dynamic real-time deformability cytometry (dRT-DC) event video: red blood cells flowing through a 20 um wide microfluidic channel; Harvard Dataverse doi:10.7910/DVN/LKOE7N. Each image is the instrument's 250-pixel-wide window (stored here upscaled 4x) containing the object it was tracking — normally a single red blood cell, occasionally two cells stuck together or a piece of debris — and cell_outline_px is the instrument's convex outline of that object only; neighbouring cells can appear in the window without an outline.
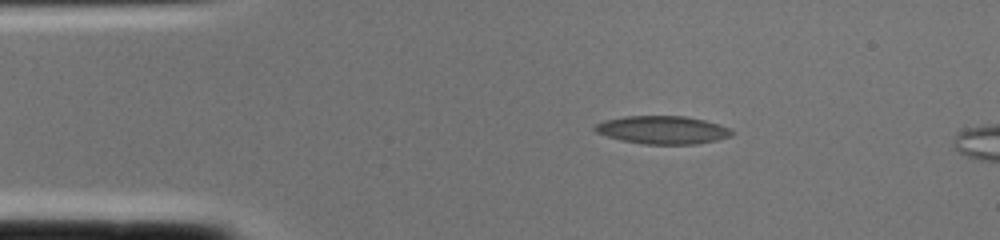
{"species": "common noctule bat (a hibernating species)", "species_latin": "Nyctalus noctula", "temperature_condition": "cold", "stored_images_in_passage": 2, "camera_frame_rate_fps": 3000, "um_per_image_px": 0.085, "animal": {"sex": "female", "body_mass_g": 22.0, "forearm_length_mm": 56.7}, "frame": {"image": 1, "passage_image": 1, "time_ms": 0.0, "image_size_px": [1000, 240], "cell_outline_px": [[732, 136], [716, 140], [696, 144], [640, 144], [620, 140], [596, 132], [592, 128], [596, 124], [604, 120], [624, 116], [684, 116], [704, 120], [720, 124], [728, 128], [732, 132]], "centroid_in_image_um": [56.29, 11.04], "position_along_channel_um": 28.7, "area_um2": 22.37}}